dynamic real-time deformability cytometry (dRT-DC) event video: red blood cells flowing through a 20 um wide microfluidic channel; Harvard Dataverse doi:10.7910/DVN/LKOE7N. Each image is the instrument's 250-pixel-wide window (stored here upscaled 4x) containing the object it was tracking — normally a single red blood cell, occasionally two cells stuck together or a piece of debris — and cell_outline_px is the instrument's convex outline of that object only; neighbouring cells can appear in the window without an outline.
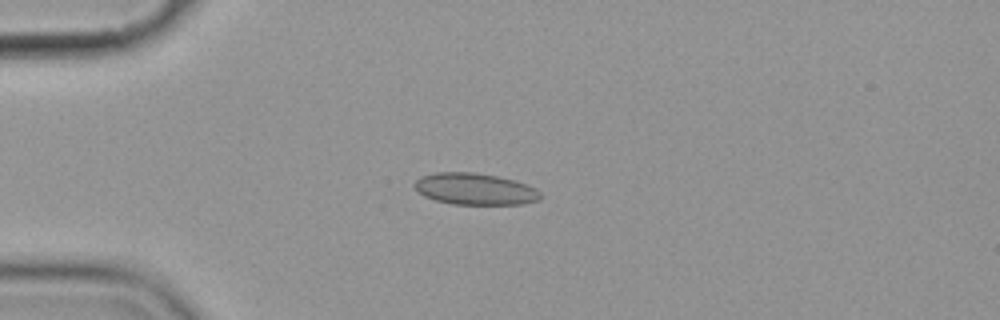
{"species": "common noctule bat (a hibernating species)", "species_latin": "Nyctalus noctula", "temperature_condition": "cold", "stored_images_in_passage": 5, "camera_frame_rate_fps": 3000, "um_per_image_px": 0.085, "animal": {"sex": "female", "body_mass_g": 19.9}, "frame": {"image": 1, "passage_image": 3, "time_ms": 3.333, "image_size_px": [1000, 320], "cell_outline_px": [[540, 200], [524, 204], [452, 204], [436, 200], [424, 196], [412, 184], [420, 176], [436, 172], [476, 172], [496, 176], [512, 180], [536, 188], [540, 192]], "centroid_in_image_um": [40.35, 16.06], "position_along_channel_um": 44.6, "area_um2": 23.12}}
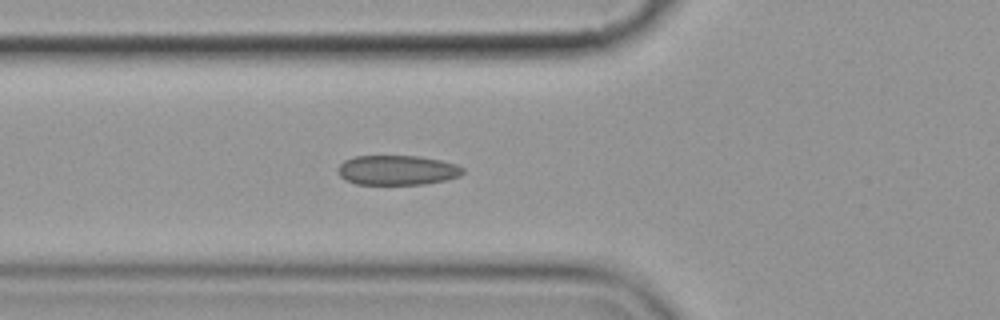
{"frame": {"image": 2, "passage_image": 5, "time_ms": 5.333, "image_size_px": [1000, 320], "cell_outline_px": [[464, 172], [460, 176], [444, 180], [424, 184], [356, 184], [344, 180], [336, 172], [336, 168], [344, 160], [352, 156], [416, 156], [440, 160], [456, 164], [464, 168]], "centroid_in_image_um": [33.71, 14.46], "position_along_channel_um": 92.1, "area_um2": 21.79}}